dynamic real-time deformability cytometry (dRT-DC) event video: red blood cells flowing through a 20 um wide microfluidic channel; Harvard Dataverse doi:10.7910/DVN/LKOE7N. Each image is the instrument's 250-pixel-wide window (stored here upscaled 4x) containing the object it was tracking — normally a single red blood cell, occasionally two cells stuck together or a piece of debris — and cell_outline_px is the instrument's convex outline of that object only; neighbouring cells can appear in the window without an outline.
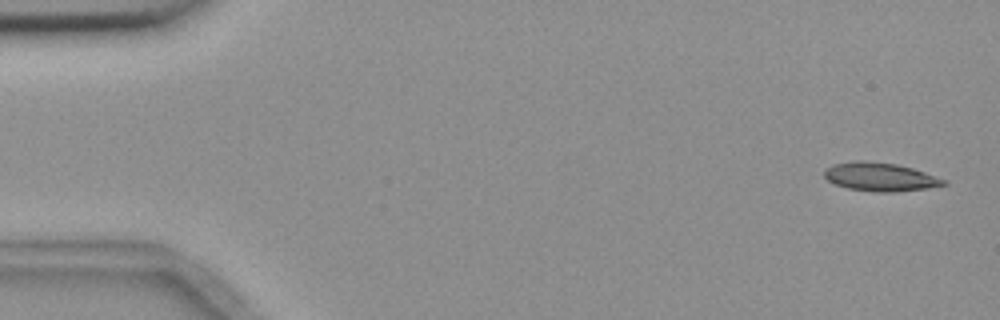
{"species": "common noctule bat (a hibernating species)", "species_latin": "Nyctalus noctula", "temperature_condition": "room temperature", "stored_images_in_passage": 6, "segment_of_instrument_passage": [1, 2], "camera_frame_rate_fps": 3000, "um_per_image_px": 0.085, "animal": {"sex": "female", "body_mass_g": 18.4}, "frame": {"image": 1, "passage_image": 1, "time_ms": 0.0, "image_size_px": [1000, 320], "cell_outline_px": [[948, 184], [928, 188], [896, 192], [872, 192], [848, 188], [836, 184], [828, 180], [824, 176], [824, 172], [832, 164], [856, 160], [864, 160], [896, 164], [912, 168], [948, 180]], "centroid_in_image_um": [74.84, 15.04], "position_along_channel_um": 10.2, "area_um2": 19.88}}